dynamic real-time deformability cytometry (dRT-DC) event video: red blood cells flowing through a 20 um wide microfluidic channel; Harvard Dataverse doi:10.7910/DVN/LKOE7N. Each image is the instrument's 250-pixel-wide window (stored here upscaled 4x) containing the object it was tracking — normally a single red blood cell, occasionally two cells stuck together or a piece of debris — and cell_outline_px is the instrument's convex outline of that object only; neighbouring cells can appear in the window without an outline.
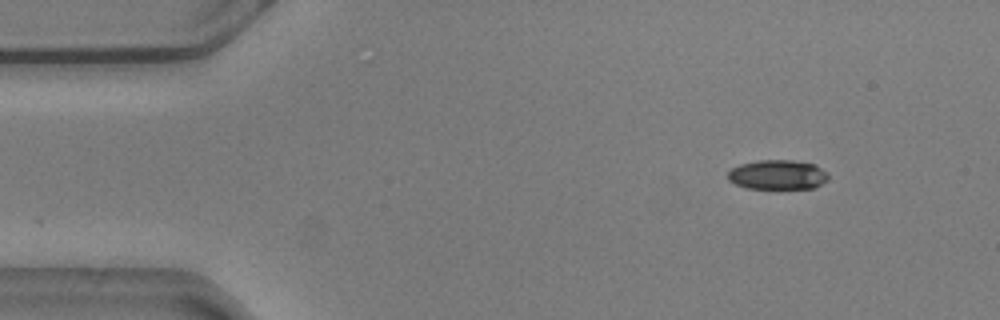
{"species": "common noctule bat (a hibernating species)", "species_latin": "Nyctalus noctula", "temperature_condition": "warm", "stored_images_in_passage": 50, "camera_frame_rate_fps": 3000, "um_per_image_px": 0.085, "animal": {"sex": "male", "body_mass_g": 20.5, "forearm_length_mm": 52.5}, "frame": {"image": 1, "passage_image": 1, "time_ms": 0.0, "image_size_px": [1000, 320], "cell_outline_px": [[828, 180], [812, 188], [744, 188], [728, 180], [728, 172], [732, 168], [740, 164], [760, 160], [792, 160], [816, 164], [828, 176]], "centroid_in_image_um": [66.07, 14.85], "position_along_channel_um": 18.9, "area_um2": 17.17}}
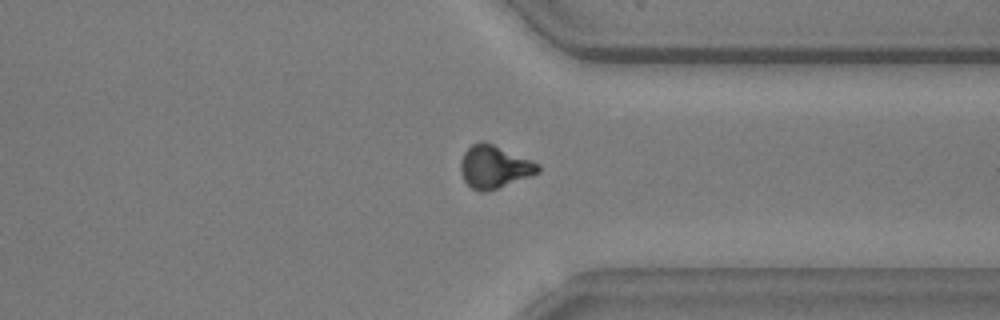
{"frame": {"image": 2, "passage_image": 37, "time_ms": 12.0, "image_size_px": [1000, 320], "cell_outline_px": [[540, 172], [532, 176], [484, 192], [480, 192], [472, 188], [464, 180], [460, 172], [460, 160], [464, 152], [472, 144], [480, 140], [484, 140], [540, 164]], "centroid_in_image_um": [42.0, 14.16], "position_along_channel_um": 369.4, "area_um2": 19.31}}
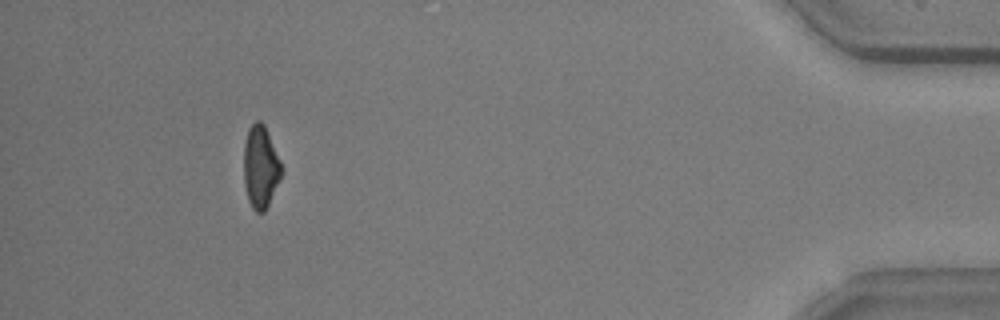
{"frame": {"image": 3, "passage_image": 46, "time_ms": 15.0, "image_size_px": [1000, 320], "cell_outline_px": [[284, 168], [268, 204], [264, 212], [256, 212], [252, 208], [248, 200], [244, 184], [244, 144], [248, 128], [256, 120], [260, 120], [264, 124]], "centroid_in_image_um": [22.14, 14.16], "position_along_channel_um": 413.1, "area_um2": 18.09}, "authors_computed_cell_mechanics": {"area_um2": 19.0162, "velocity_mm_per_s": 3.6172, "shape_relaxation_time_tau1_ms": 3.3468, "shape_relaxation_time_tau2_ms": 3.6501, "deformation_change_tau1": 0.1541, "deformation_change_tau2": 0.0907}}